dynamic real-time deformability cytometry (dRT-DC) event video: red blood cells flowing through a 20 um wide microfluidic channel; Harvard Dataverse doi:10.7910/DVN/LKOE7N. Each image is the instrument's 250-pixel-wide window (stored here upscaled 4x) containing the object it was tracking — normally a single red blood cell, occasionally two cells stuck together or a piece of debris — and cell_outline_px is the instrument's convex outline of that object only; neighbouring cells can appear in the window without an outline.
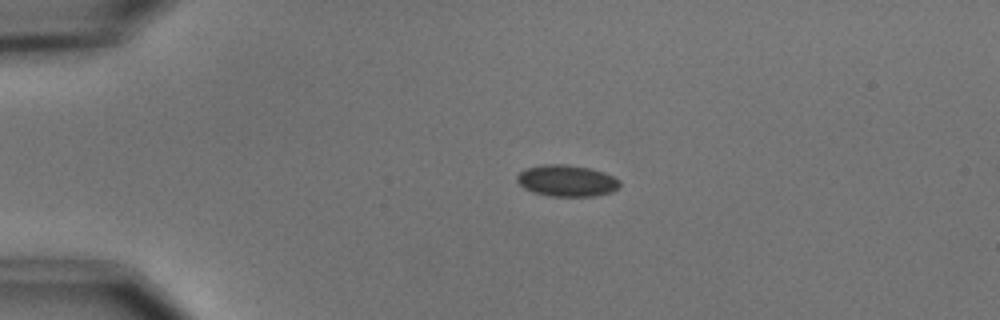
{"species": "common noctule bat (a hibernating species)", "species_latin": "Nyctalus noctula", "temperature_condition": "cold", "stored_images_in_passage": 3, "camera_frame_rate_fps": 3000, "um_per_image_px": 0.085, "animal": {"sex": "male", "body_mass_g": 15.6}, "frame": {"image": 1, "passage_image": 2, "time_ms": 2.0, "image_size_px": [1000, 320], "cell_outline_px": [[620, 184], [612, 192], [592, 196], [548, 196], [532, 192], [524, 188], [516, 180], [516, 176], [524, 168], [544, 164], [568, 164], [588, 168], [604, 172], [620, 180]], "centroid_in_image_um": [48.14, 15.35], "position_along_channel_um": 36.9, "area_um2": 18.9}}